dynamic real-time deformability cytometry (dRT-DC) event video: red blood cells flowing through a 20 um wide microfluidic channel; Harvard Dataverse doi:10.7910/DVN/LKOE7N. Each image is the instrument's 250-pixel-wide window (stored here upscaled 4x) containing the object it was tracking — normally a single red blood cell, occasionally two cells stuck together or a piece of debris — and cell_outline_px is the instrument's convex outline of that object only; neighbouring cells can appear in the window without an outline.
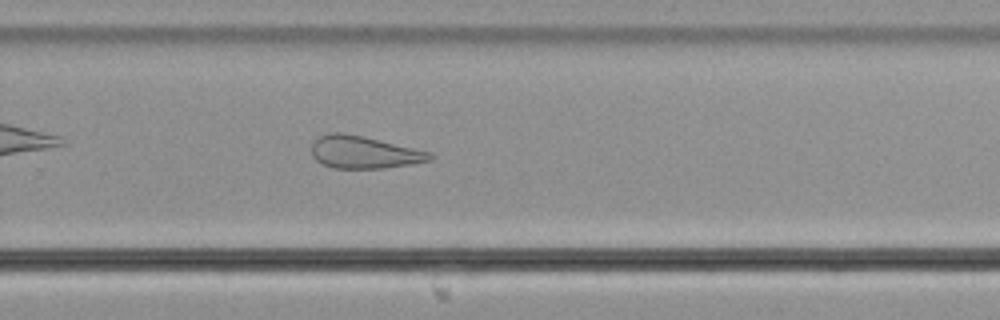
{"species": "common noctule bat (a hibernating species)", "species_latin": "Nyctalus noctula", "temperature_condition": "cold", "stored_images_in_passage": 31, "camera_frame_rate_fps": 3000, "um_per_image_px": 0.085, "animal": {"sex": "male", "body_mass_g": 21.5, "forearm_length_mm": 52.0}, "frame": {"image": 1, "passage_image": 22, "time_ms": 7.0, "image_size_px": [1000, 320], "cell_outline_px": [[436, 156], [432, 160], [384, 168], [332, 168], [316, 160], [312, 156], [312, 144], [320, 136], [328, 132], [344, 132], [364, 136], [432, 152]], "centroid_in_image_um": [30.96, 12.93], "position_along_channel_um": 298.8, "area_um2": 22.43}}